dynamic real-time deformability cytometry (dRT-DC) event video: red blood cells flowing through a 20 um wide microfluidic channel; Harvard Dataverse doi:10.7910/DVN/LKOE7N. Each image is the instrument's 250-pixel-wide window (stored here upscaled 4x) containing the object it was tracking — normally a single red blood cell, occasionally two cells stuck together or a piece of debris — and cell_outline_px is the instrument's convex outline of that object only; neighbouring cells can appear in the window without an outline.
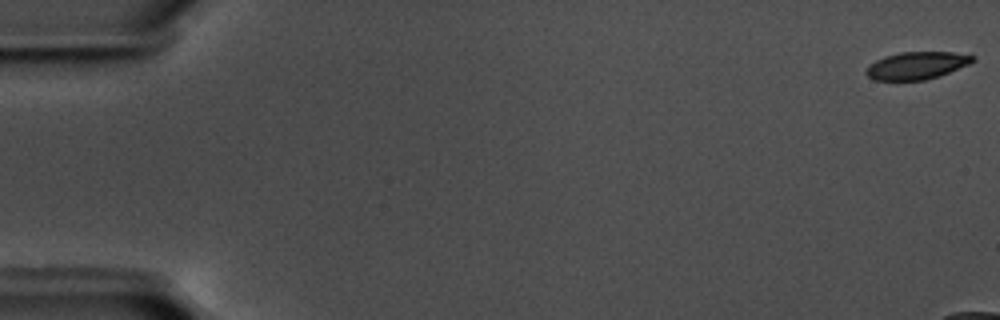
{"species": "common noctule bat (a hibernating species)", "species_latin": "Nyctalus noctula", "temperature_condition": "warm", "stored_images_in_passage": 14, "camera_frame_rate_fps": 3000, "um_per_image_px": 0.085, "animal": {"sex": "male", "body_mass_g": 17.5, "forearm_length_mm": 52.3}, "frame": {"image": 1, "passage_image": 1, "time_ms": 0.0, "image_size_px": [1000, 320], "cell_outline_px": [[976, 60], [968, 64], [940, 76], [924, 80], [872, 80], [864, 72], [868, 64], [884, 56], [900, 52], [952, 52], [976, 56]], "centroid_in_image_um": [77.89, 5.57], "position_along_channel_um": 7.1, "area_um2": 17.17}}